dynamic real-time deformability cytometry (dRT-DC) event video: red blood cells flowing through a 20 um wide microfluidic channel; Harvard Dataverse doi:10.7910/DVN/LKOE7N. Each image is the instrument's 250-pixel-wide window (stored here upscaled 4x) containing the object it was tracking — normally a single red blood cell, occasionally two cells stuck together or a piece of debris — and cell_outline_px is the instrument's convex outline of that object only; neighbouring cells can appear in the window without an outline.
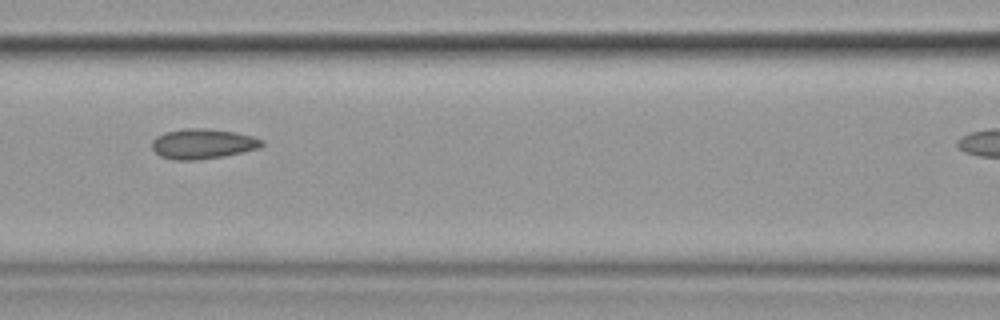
{"species": "common noctule bat (a hibernating species)", "species_latin": "Nyctalus noctula", "temperature_condition": "cold", "stored_images_in_passage": 8, "camera_frame_rate_fps": 3000, "um_per_image_px": 0.085, "animal": {"sex": "female", "body_mass_g": 19.9}, "frame": {"image": 1, "passage_image": 5, "time_ms": 5.333, "image_size_px": [1000, 320], "cell_outline_px": [[264, 144], [260, 148], [224, 156], [196, 160], [176, 160], [160, 156], [152, 148], [152, 140], [156, 136], [164, 132], [184, 128], [204, 128], [232, 132], [252, 136], [264, 140]], "centroid_in_image_um": [17.22, 12.22], "position_along_channel_um": 149.4, "area_um2": 19.25}}
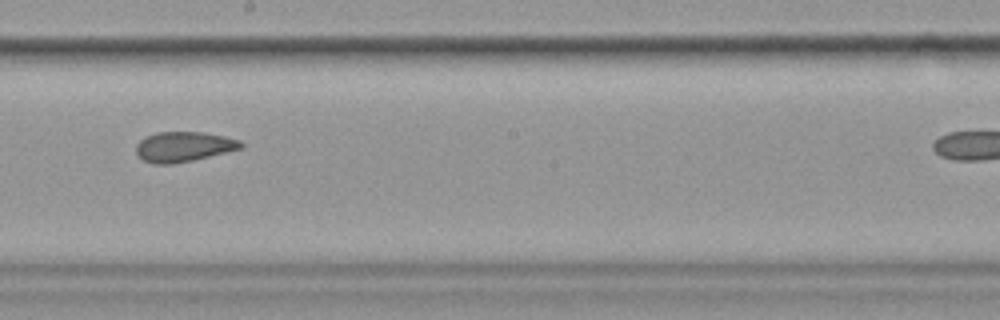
{"frame": {"image": 2, "passage_image": 7, "time_ms": 7.667, "image_size_px": [1000, 320], "cell_outline_px": [[244, 148], [192, 160], [172, 164], [152, 164], [144, 160], [136, 152], [136, 144], [144, 136], [156, 132], [204, 132], [224, 136], [240, 140], [244, 144]], "centroid_in_image_um": [15.61, 12.46], "position_along_channel_um": 232.6, "area_um2": 18.44}}